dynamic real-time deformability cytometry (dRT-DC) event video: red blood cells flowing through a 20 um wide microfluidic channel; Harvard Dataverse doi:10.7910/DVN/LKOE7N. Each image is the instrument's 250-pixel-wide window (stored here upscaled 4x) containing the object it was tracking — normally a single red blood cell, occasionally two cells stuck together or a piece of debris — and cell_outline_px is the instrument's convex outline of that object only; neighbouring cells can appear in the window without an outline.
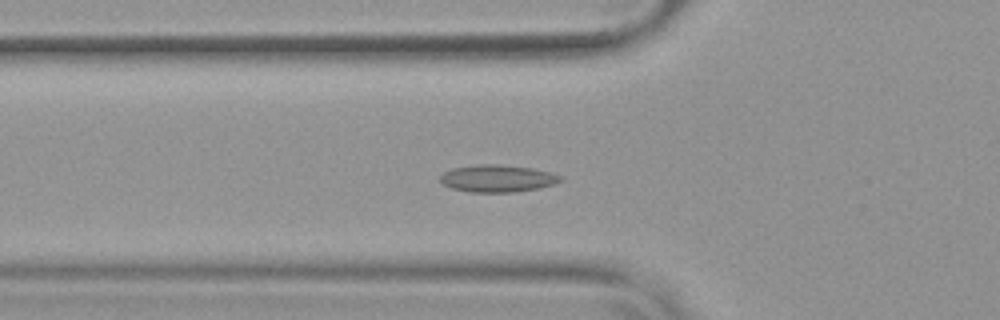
{"species": "common noctule bat (a hibernating species)", "species_latin": "Nyctalus noctula", "temperature_condition": "warm", "stored_images_in_passage": 55, "camera_frame_rate_fps": 3000, "um_per_image_px": 0.085, "animal": {"sex": "female", "body_mass_g": 19.9}, "frame": {"image": 1, "passage_image": 20, "time_ms": 6.333, "image_size_px": [1000, 320], "cell_outline_px": [[564, 180], [556, 184], [540, 188], [512, 192], [468, 192], [452, 188], [444, 184], [440, 180], [440, 176], [444, 172], [452, 168], [476, 164], [500, 164], [532, 168], [552, 172], [564, 176]], "centroid_in_image_um": [42.35, 15.16], "position_along_channel_um": 83.5, "area_um2": 19.36}}
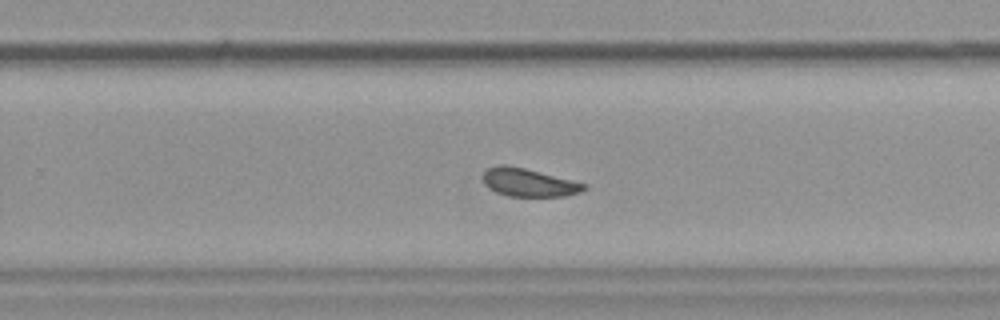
{"frame": {"image": 2, "passage_image": 36, "time_ms": 11.667, "image_size_px": [1000, 320], "cell_outline_px": [[588, 188], [580, 192], [568, 196], [508, 196], [496, 192], [488, 188], [484, 184], [484, 172], [488, 168], [500, 164], [504, 164], [524, 168], [588, 184]], "centroid_in_image_um": [44.96, 15.52], "position_along_channel_um": 284.8, "area_um2": 16.53}}
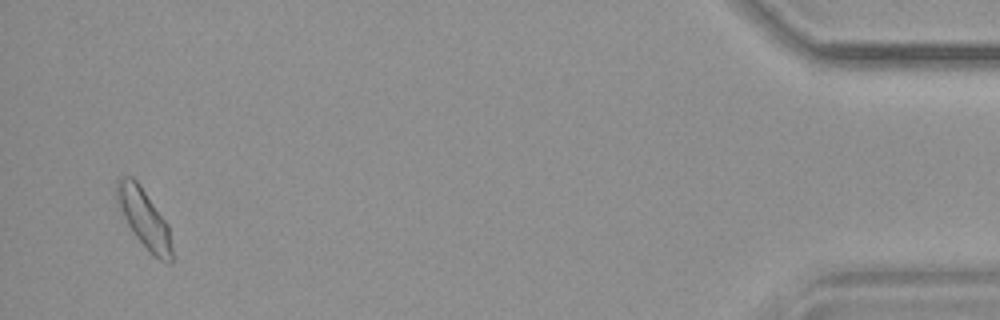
{"frame": {"image": 3, "passage_image": 53, "time_ms": 17.333, "image_size_px": [1000, 320], "cell_outline_px": [[172, 264], [168, 264], [152, 256], [148, 252], [136, 236], [128, 224], [116, 200], [116, 180], [120, 176], [132, 176], [140, 184], [168, 224], [172, 248]], "centroid_in_image_um": [12.26, 18.57], "position_along_channel_um": 422.9, "area_um2": 18.96}, "authors_computed_cell_mechanics": {"area_um2": 17.8024, "velocity_mm_per_s": 3.7856, "shape_relaxation_time_tau1_ms": null, "shape_relaxation_time_tau2_ms": 2.1517, "deformation_change_tau1": null, "deformation_change_tau2": 0.0528}}